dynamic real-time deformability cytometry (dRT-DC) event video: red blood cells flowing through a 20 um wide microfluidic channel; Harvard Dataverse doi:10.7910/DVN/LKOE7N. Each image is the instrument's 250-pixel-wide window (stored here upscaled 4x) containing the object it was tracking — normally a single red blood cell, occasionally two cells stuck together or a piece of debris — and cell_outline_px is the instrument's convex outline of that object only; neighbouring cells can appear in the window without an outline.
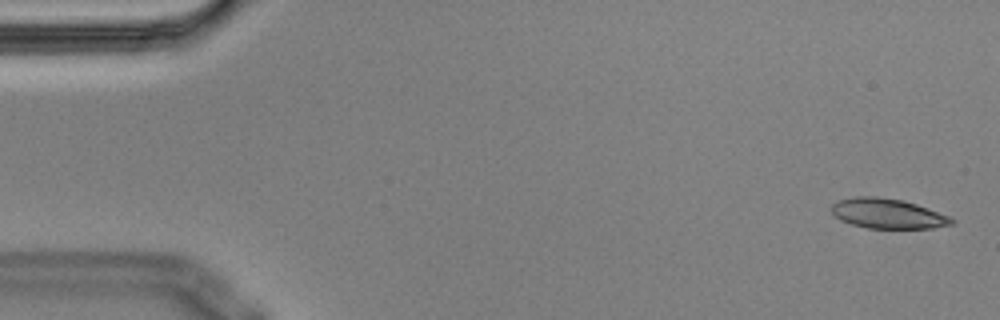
{"species": "Egyptian fruit bat (a non-hibernating species)", "species_latin": "Rousettus aegyptiacus", "temperature_condition": "cold", "stored_images_in_passage": 55, "camera_frame_rate_fps": 3000, "um_per_image_px": 0.085, "animal": {"sex": "male"}, "frame": {"image": 1, "passage_image": 2, "time_ms": 0.333, "image_size_px": [1000, 320], "cell_outline_px": [[956, 220], [952, 224], [932, 228], [868, 228], [852, 224], [840, 220], [832, 212], [832, 204], [840, 200], [856, 196], [876, 196], [904, 200], [928, 208], [948, 216]], "centroid_in_image_um": [75.46, 18.15], "position_along_channel_um": 9.5, "area_um2": 20.81}}
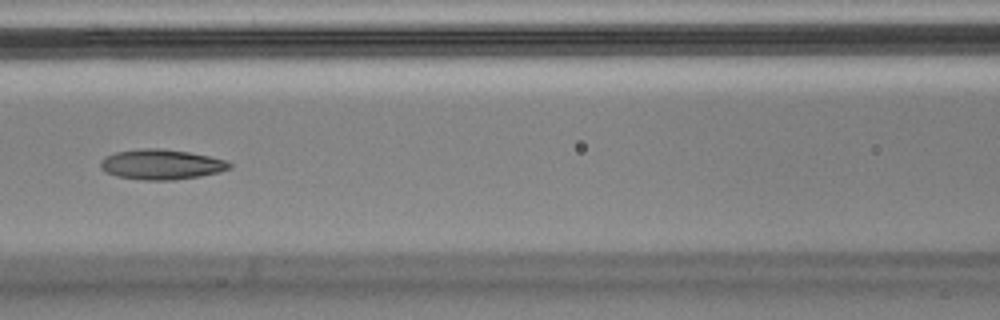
{"frame": {"image": 2, "passage_image": 24, "time_ms": 7.667, "image_size_px": [1000, 320], "cell_outline_px": [[232, 168], [220, 172], [200, 176], [176, 180], [144, 180], [116, 176], [104, 172], [100, 168], [100, 160], [104, 156], [116, 152], [144, 148], [160, 148], [188, 152], [228, 160], [232, 164]], "centroid_in_image_um": [13.71, 13.98], "position_along_channel_um": 152.9, "area_um2": 22.89}}
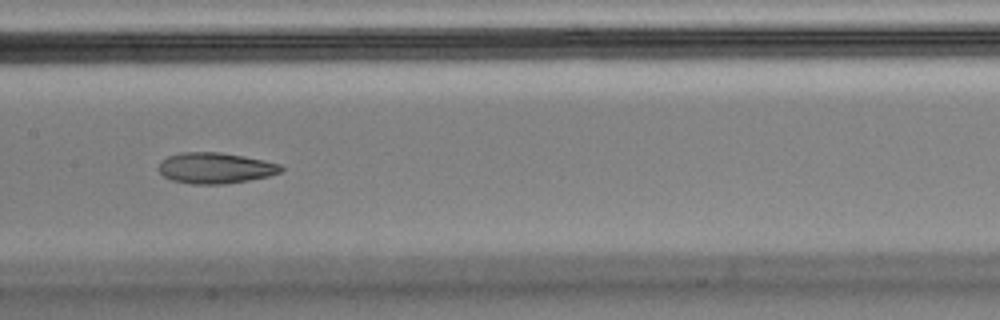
{"frame": {"image": 3, "passage_image": 27, "time_ms": 8.667, "image_size_px": [1000, 320], "cell_outline_px": [[284, 168], [280, 172], [268, 176], [248, 180], [224, 184], [192, 184], [172, 180], [164, 176], [156, 168], [160, 160], [168, 156], [180, 152], [220, 152], [244, 156], [264, 160], [280, 164]], "centroid_in_image_um": [18.26, 14.27], "position_along_channel_um": 189.1, "area_um2": 22.14}, "authors_computed_cell_mechanics": {"area_um2": 22.831, "velocity_mm_per_s": 3.6258, "shape_relaxation_time_tau1_ms": null, "shape_relaxation_time_tau2_ms": 2.3072, "deformation_change_tau1": null, "deformation_change_tau2": 0.0778}}